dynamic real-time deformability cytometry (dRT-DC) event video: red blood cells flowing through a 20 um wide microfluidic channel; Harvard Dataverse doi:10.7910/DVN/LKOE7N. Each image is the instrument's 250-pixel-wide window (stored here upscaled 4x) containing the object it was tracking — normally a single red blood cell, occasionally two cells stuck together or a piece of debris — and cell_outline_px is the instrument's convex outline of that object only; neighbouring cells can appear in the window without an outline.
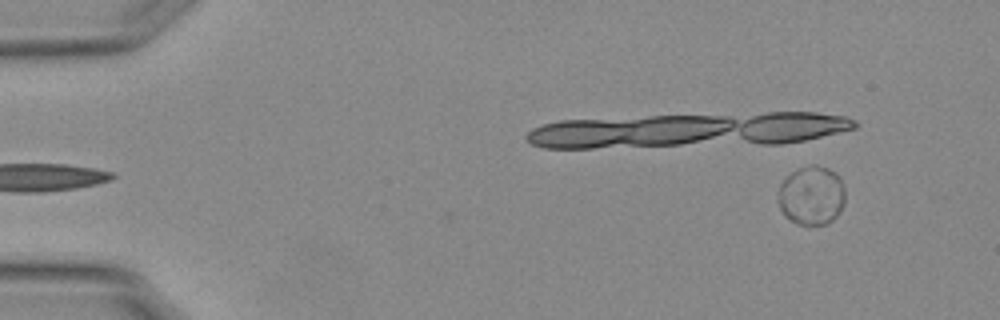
{"species": "Egyptian fruit bat (a non-hibernating species)", "species_latin": "Rousettus aegyptiacus", "temperature_condition": "warm", "stored_images_in_passage": 14, "camera_frame_rate_fps": 3000, "um_per_image_px": 0.085, "animal": {"sex": "female"}, "frame": {"image": 1, "passage_image": 3, "time_ms": 0.667, "image_size_px": [1000, 320], "cell_outline_px": [[844, 204], [840, 212], [828, 224], [796, 224], [788, 220], [784, 216], [780, 208], [780, 184], [792, 172], [800, 168], [812, 164], [816, 164], [828, 168], [836, 172], [840, 176], [844, 184]], "centroid_in_image_um": [69.02, 16.61], "position_along_channel_um": 16.0, "area_um2": 23.12}}